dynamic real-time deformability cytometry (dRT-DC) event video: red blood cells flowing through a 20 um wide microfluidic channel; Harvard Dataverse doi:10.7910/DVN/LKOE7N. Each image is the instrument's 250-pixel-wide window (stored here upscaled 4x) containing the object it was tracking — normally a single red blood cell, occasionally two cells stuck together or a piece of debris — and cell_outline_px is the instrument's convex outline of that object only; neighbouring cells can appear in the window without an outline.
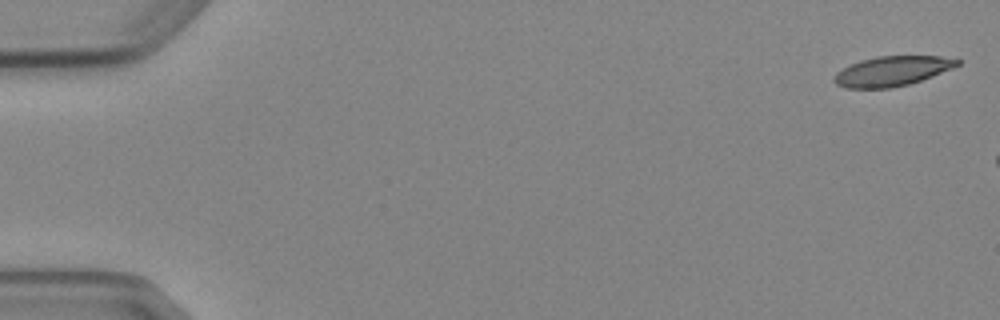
{"species": "Egyptian fruit bat (a non-hibernating species)", "species_latin": "Rousettus aegyptiacus", "temperature_condition": "cold", "stored_images_in_passage": 3, "camera_frame_rate_fps": 3000, "um_per_image_px": 0.085, "animal": {"sex": "female"}, "frame": {"image": 1, "passage_image": 1, "time_ms": 0.0, "image_size_px": [1000, 320], "cell_outline_px": [[960, 64], [952, 68], [932, 76], [908, 84], [892, 88], [844, 88], [836, 84], [832, 80], [832, 76], [836, 72], [860, 60], [876, 56], [940, 56], [960, 60]], "centroid_in_image_um": [75.78, 6.05], "position_along_channel_um": 9.2, "area_um2": 21.33}}